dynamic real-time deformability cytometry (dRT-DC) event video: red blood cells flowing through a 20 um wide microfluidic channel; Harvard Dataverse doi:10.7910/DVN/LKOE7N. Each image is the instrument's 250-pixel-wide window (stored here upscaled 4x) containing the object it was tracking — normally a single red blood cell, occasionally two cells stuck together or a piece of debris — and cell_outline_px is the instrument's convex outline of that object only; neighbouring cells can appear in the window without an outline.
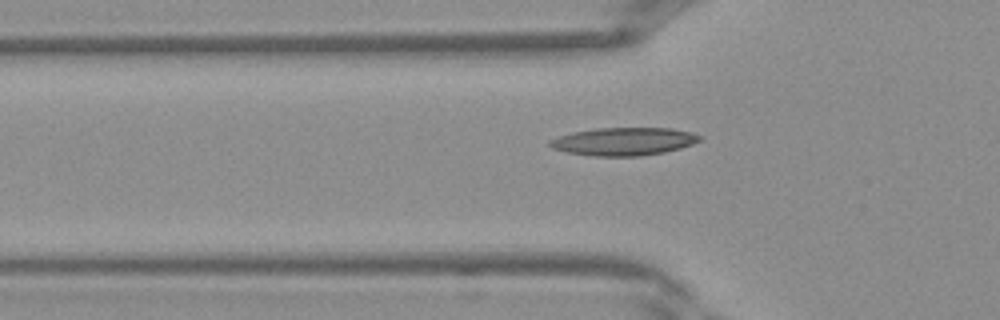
{"species": "Egyptian fruit bat (a non-hibernating species)", "species_latin": "Rousettus aegyptiacus", "temperature_condition": "warm", "stored_images_in_passage": 29, "camera_frame_rate_fps": 3000, "um_per_image_px": 0.085, "frame": {"image": 1, "passage_image": 5, "time_ms": 1.333, "image_size_px": [1000, 320], "cell_outline_px": [[700, 140], [692, 144], [680, 148], [664, 152], [640, 156], [592, 156], [568, 152], [552, 148], [548, 144], [548, 140], [572, 132], [596, 128], [672, 128], [688, 132], [700, 136]], "centroid_in_image_um": [52.98, 12.02], "position_along_channel_um": 72.8, "area_um2": 24.22}}
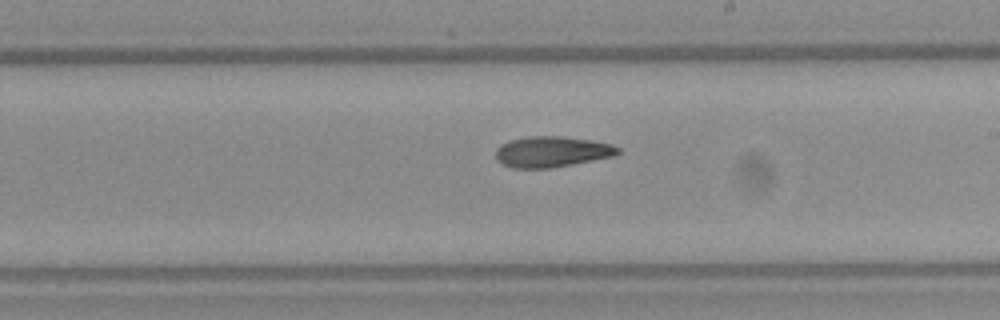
{"frame": {"image": 2, "passage_image": 15, "time_ms": 4.667, "image_size_px": [1000, 320], "cell_outline_px": [[620, 152], [616, 156], [572, 164], [548, 168], [512, 168], [496, 160], [496, 148], [500, 144], [512, 140], [528, 136], [564, 136], [612, 144], [620, 148]], "centroid_in_image_um": [46.91, 12.89], "position_along_channel_um": 242.1, "area_um2": 21.91}}
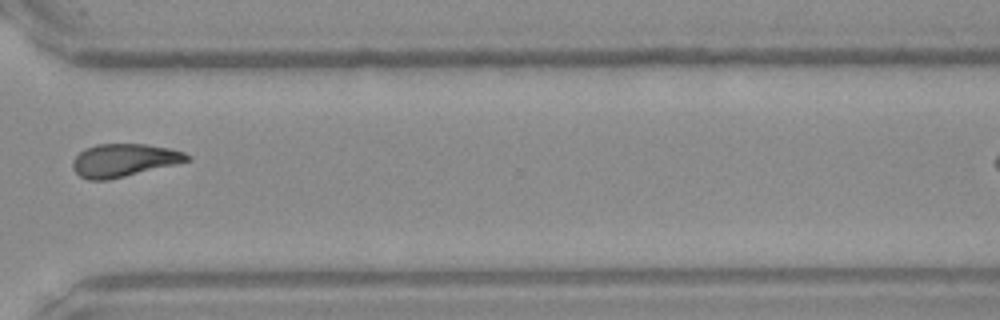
{"frame": {"image": 3, "passage_image": 22, "time_ms": 7.0, "image_size_px": [1000, 320], "cell_outline_px": [[192, 160], [176, 164], [108, 180], [88, 180], [80, 176], [72, 168], [72, 160], [84, 148], [96, 144], [144, 144], [168, 148], [184, 152], [192, 156]], "centroid_in_image_um": [10.53, 13.62], "position_along_channel_um": 360.1, "area_um2": 21.96}}